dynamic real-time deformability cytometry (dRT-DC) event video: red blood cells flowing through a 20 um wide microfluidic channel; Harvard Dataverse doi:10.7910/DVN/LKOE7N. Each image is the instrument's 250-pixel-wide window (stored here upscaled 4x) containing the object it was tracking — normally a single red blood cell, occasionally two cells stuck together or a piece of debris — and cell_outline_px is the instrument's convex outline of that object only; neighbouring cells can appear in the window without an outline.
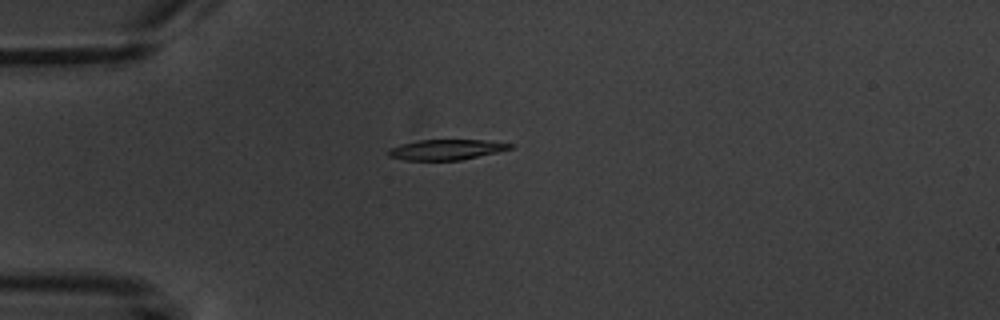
{"species": "common noctule bat (a hibernating species)", "species_latin": "Nyctalus noctula", "temperature_condition": "warm", "stored_images_in_passage": 8, "camera_frame_rate_fps": 3000, "um_per_image_px": 0.085, "animal": {"sex": "male", "body_mass_g": 20.1, "forearm_length_mm": 53.5}, "frame": {"image": 1, "passage_image": 8, "time_ms": 8.0, "image_size_px": [1000, 320], "cell_outline_px": [[516, 144], [512, 148], [496, 152], [460, 160], [404, 160], [388, 156], [388, 148], [400, 144], [416, 140], [484, 140]], "centroid_in_image_um": [37.9, 12.71], "position_along_channel_um": 47.1, "area_um2": 14.45}}